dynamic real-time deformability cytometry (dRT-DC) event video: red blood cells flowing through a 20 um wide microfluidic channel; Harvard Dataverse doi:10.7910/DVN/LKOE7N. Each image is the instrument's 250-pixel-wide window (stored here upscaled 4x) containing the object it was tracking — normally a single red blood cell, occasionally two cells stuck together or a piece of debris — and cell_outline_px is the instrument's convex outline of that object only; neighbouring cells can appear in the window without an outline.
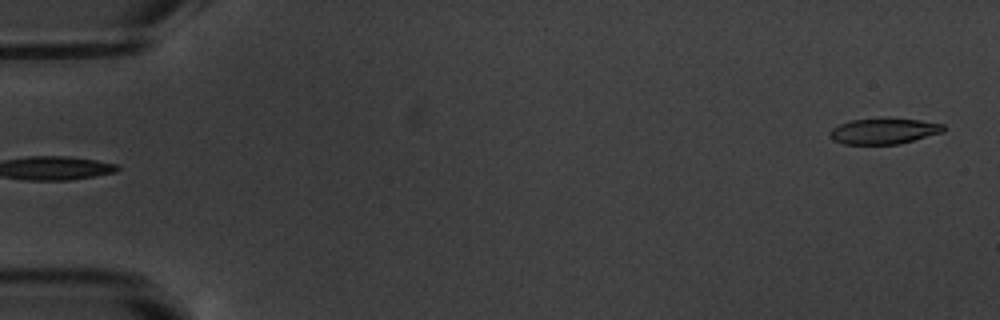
{"species": "common noctule bat (a hibernating species)", "species_latin": "Nyctalus noctula", "temperature_condition": "warm", "stored_images_in_passage": 2, "camera_frame_rate_fps": 3000, "um_per_image_px": 0.085, "animal": {"sex": "male", "body_mass_g": 20.1, "forearm_length_mm": 53.5}, "frame": {"image": 1, "passage_image": 2, "time_ms": 1.333, "image_size_px": [1000, 320], "cell_outline_px": [[944, 132], [896, 144], [844, 144], [832, 140], [828, 136], [828, 132], [832, 128], [840, 124], [852, 120], [920, 120], [944, 124]], "centroid_in_image_um": [75.08, 11.17], "position_along_channel_um": 9.9, "area_um2": 16.53}}